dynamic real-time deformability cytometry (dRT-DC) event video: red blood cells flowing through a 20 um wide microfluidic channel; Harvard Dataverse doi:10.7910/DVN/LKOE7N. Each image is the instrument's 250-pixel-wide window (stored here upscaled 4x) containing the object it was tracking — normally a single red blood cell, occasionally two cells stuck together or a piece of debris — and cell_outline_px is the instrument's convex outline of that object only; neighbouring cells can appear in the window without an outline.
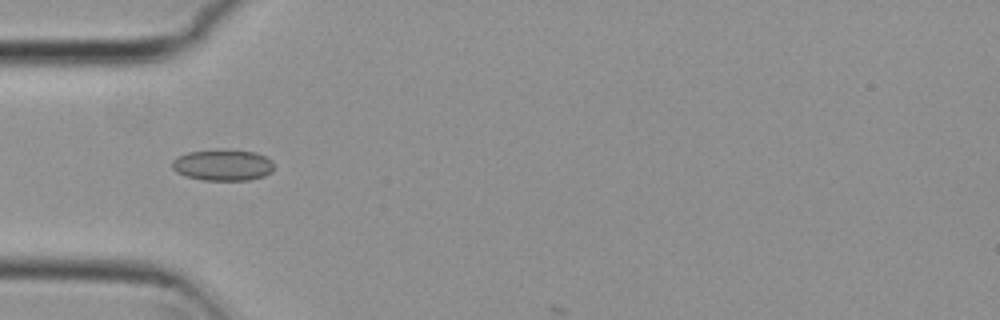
{"species": "common noctule bat (a hibernating species)", "species_latin": "Nyctalus noctula", "temperature_condition": "cold", "stored_images_in_passage": 5, "camera_frame_rate_fps": 3000, "um_per_image_px": 0.085, "animal": {"sex": "female", "body_mass_g": 29.2, "forearm_length_mm": 56.3}, "frame": {"image": 1, "passage_image": 4, "time_ms": 1.0, "image_size_px": [1000, 320], "cell_outline_px": [[272, 172], [264, 176], [248, 180], [204, 180], [184, 176], [176, 172], [172, 168], [172, 160], [176, 156], [188, 152], [228, 148], [256, 152], [272, 160]], "centroid_in_image_um": [18.92, 14.01], "position_along_channel_um": 66.1, "area_um2": 18.9}}